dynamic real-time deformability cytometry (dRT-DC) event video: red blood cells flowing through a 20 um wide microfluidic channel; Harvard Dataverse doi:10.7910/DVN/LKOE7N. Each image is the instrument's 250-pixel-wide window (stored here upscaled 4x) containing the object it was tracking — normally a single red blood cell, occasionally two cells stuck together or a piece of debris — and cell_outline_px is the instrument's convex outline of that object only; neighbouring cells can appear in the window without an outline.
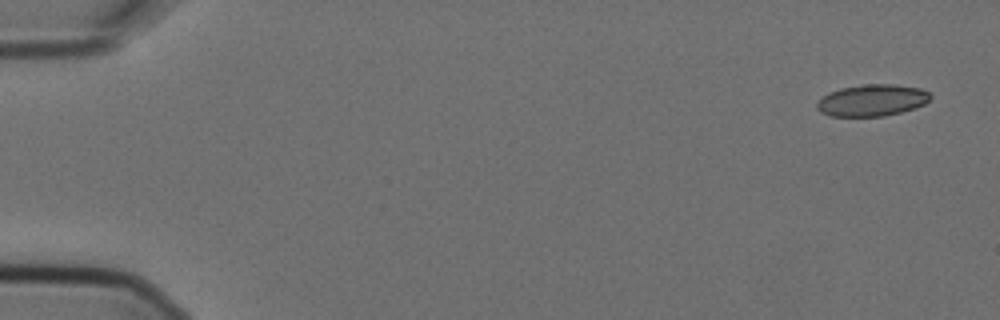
{"species": "Egyptian fruit bat (a non-hibernating species)", "species_latin": "Rousettus aegyptiacus", "temperature_condition": "cold", "stored_images_in_passage": 6, "camera_frame_rate_fps": 3000, "um_per_image_px": 0.085, "animal": {"sex": "female"}, "frame": {"image": 1, "passage_image": 1, "time_ms": 0.0, "image_size_px": [1000, 320], "cell_outline_px": [[932, 96], [924, 104], [916, 108], [884, 116], [828, 116], [820, 112], [816, 108], [816, 104], [828, 92], [840, 88], [864, 84], [896, 84], [920, 88], [928, 92]], "centroid_in_image_um": [74.12, 8.52], "position_along_channel_um": 10.9, "area_um2": 21.04}}
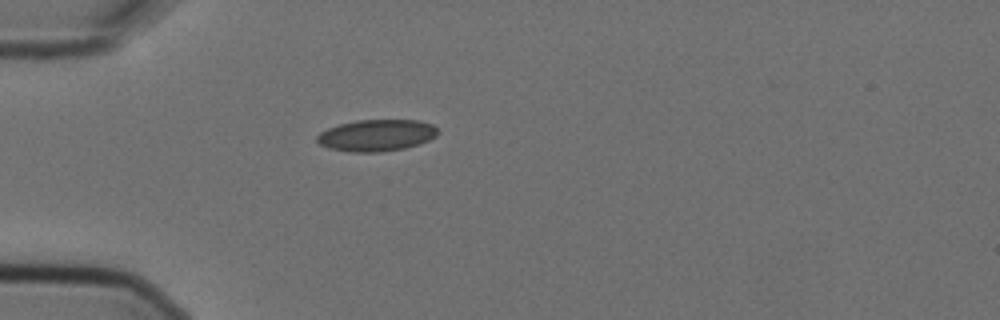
{"frame": {"image": 2, "passage_image": 5, "time_ms": 1.333, "image_size_px": [1000, 320], "cell_outline_px": [[436, 136], [420, 144], [404, 148], [380, 152], [352, 152], [328, 148], [320, 144], [316, 140], [316, 136], [320, 132], [328, 128], [340, 124], [356, 120], [420, 120], [432, 124], [436, 128]], "centroid_in_image_um": [31.99, 11.5], "position_along_channel_um": 53.0, "area_um2": 22.25}}